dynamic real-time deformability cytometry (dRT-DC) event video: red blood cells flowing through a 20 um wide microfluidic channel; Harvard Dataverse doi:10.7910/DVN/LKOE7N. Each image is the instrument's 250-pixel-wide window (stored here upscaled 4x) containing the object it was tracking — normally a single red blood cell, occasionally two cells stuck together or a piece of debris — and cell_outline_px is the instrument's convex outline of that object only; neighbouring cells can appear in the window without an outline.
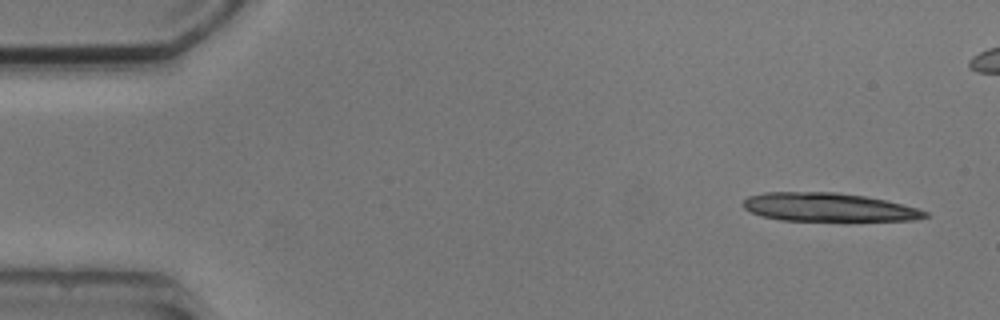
{"species": "common noctule bat (a hibernating species)", "species_latin": "Nyctalus noctula", "temperature_condition": "cold", "stored_images_in_passage": 5, "camera_frame_rate_fps": 3000, "um_per_image_px": 0.085, "animal": {"sex": "male", "body_mass_g": 20.5, "forearm_length_mm": 52.5}, "frame": {"image": 1, "passage_image": 1, "time_ms": 0.0, "image_size_px": [1000, 320], "cell_outline_px": [[928, 216], [916, 220], [848, 224], [844, 224], [780, 220], [760, 216], [744, 208], [740, 204], [748, 196], [764, 192], [836, 192], [864, 196], [884, 200], [916, 208], [928, 212]], "centroid_in_image_um": [70.45, 17.68], "position_along_channel_um": 14.5, "area_um2": 31.96}}